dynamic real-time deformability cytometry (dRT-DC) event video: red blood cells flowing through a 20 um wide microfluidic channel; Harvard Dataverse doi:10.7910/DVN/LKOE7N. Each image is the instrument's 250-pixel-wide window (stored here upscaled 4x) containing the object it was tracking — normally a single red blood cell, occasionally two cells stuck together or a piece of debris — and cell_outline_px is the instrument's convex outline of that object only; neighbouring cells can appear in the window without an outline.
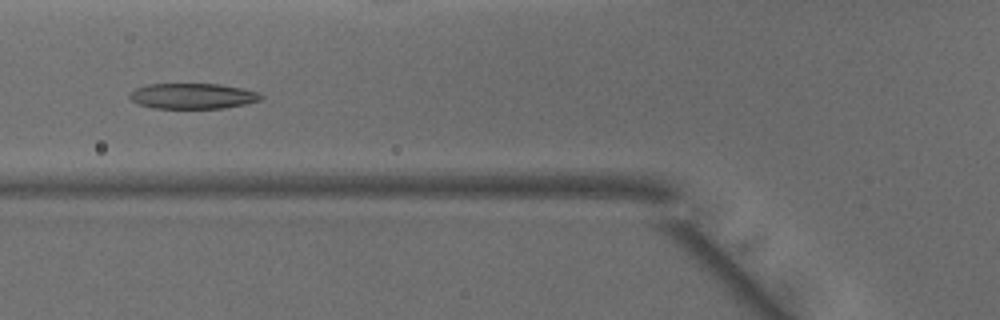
{"species": "common noctule bat (a hibernating species)", "species_latin": "Nyctalus noctula", "temperature_condition": "warm", "stored_images_in_passage": 34, "camera_frame_rate_fps": 3000, "um_per_image_px": 0.085, "animal": {"sex": "male", "body_mass_g": 15.6}, "frame": {"image": 1, "passage_image": 13, "time_ms": 4.0, "image_size_px": [1000, 320], "cell_outline_px": [[264, 96], [260, 100], [244, 104], [224, 108], [152, 108], [140, 104], [132, 100], [128, 96], [136, 88], [148, 84], [220, 84], [260, 92]], "centroid_in_image_um": [16.4, 8.16], "position_along_channel_um": 109.4, "area_um2": 19.42}}
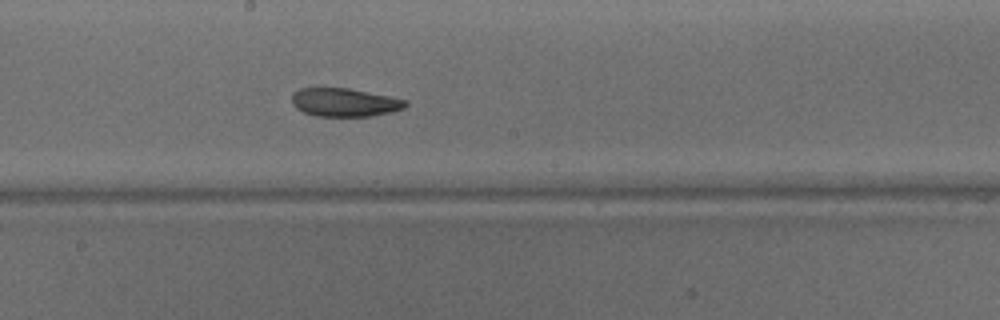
{"frame": {"image": 2, "passage_image": 21, "time_ms": 6.667, "image_size_px": [1000, 320], "cell_outline_px": [[408, 104], [404, 108], [392, 112], [372, 116], [316, 116], [304, 112], [296, 108], [292, 104], [292, 92], [300, 88], [348, 88], [408, 100]], "centroid_in_image_um": [29.28, 8.7], "position_along_channel_um": 218.9, "area_um2": 18.84}}
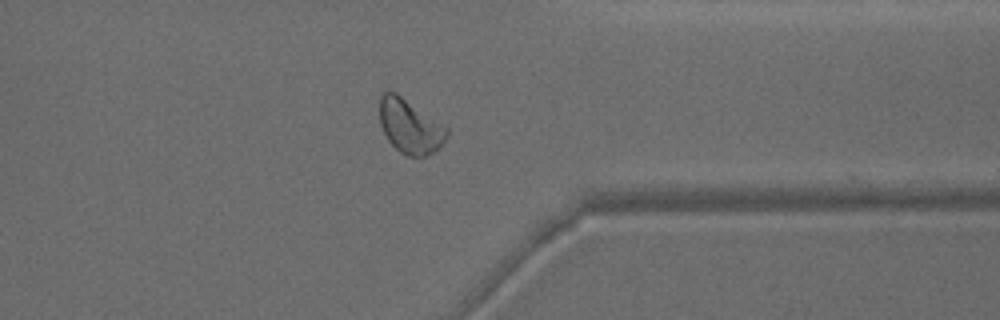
{"frame": {"image": 3, "passage_image": 33, "time_ms": 10.667, "image_size_px": [1000, 320], "cell_outline_px": [[448, 132], [444, 140], [436, 152], [424, 156], [408, 156], [400, 152], [388, 140], [380, 124], [380, 96], [384, 92], [396, 92], [448, 128]], "centroid_in_image_um": [34.84, 10.74], "position_along_channel_um": 376.6, "area_um2": 20.92}}